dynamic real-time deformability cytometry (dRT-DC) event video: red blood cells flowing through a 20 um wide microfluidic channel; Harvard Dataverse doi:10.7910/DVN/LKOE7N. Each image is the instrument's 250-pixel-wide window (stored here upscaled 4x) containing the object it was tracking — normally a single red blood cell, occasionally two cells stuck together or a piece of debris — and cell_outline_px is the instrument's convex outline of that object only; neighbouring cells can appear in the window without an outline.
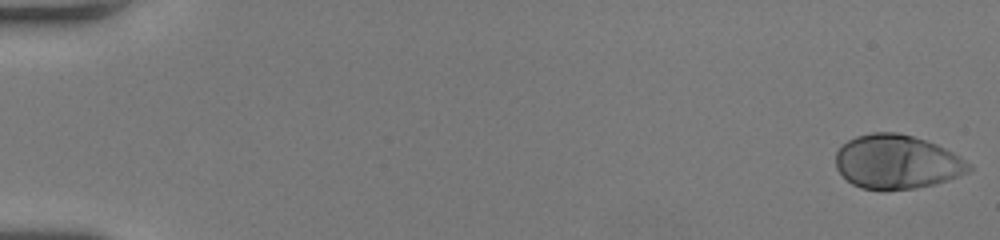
{"species": "human", "species_latin": "Homo sapiens", "temperature_condition": "room temperature", "stored_images_in_passage": 52, "camera_frame_rate_fps": 3000, "um_per_image_px": 0.085, "donor": {"sex": "female"}, "frame": {"image": 1, "passage_image": 1, "time_ms": 0.0, "image_size_px": [1000, 240], "cell_outline_px": [[972, 168], [968, 172], [948, 180], [916, 188], [860, 188], [852, 184], [836, 168], [836, 152], [848, 140], [856, 136], [872, 132], [896, 132], [912, 136], [936, 144], [960, 156], [972, 164]], "centroid_in_image_um": [76.25, 13.74], "position_along_channel_um": 8.8, "area_um2": 41.38}}
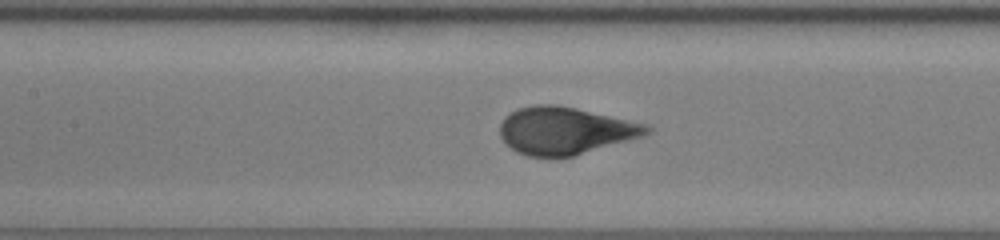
{"frame": {"image": 2, "passage_image": 26, "time_ms": 8.333, "image_size_px": [1000, 240], "cell_outline_px": [[652, 132], [644, 136], [572, 156], [528, 156], [516, 152], [500, 136], [500, 124], [504, 116], [516, 108], [536, 104], [556, 104], [576, 108], [648, 124], [652, 128]], "centroid_in_image_um": [48.04, 11.08], "position_along_channel_um": 159.4, "area_um2": 40.46}}
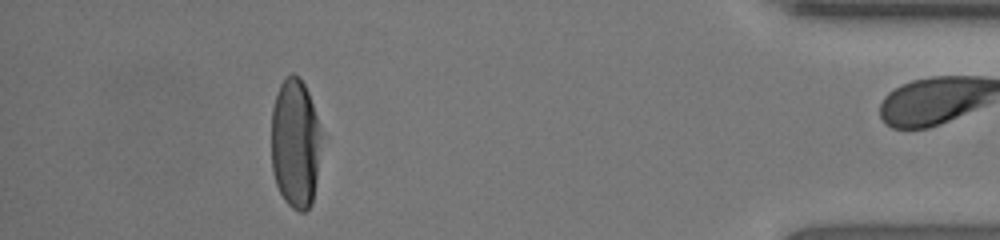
{"frame": {"image": 3, "passage_image": 48, "time_ms": 15.667, "image_size_px": [1000, 240], "cell_outline_px": [[324, 132], [312, 204], [304, 212], [300, 212], [292, 208], [284, 200], [276, 184], [272, 172], [272, 108], [280, 84], [292, 72], [304, 84], [308, 92]], "centroid_in_image_um": [25.13, 12.21], "position_along_channel_um": 410.1, "area_um2": 38.32}, "authors_computed_cell_mechanics": {"area_um2": 41.038, "velocity_mm_per_s": 4.0772, "shape_relaxation_time_tau1_ms": 3.5407, "shape_relaxation_time_tau2_ms": null, "deformation_change_tau1": 0.2129, "deformation_change_tau2": null}}